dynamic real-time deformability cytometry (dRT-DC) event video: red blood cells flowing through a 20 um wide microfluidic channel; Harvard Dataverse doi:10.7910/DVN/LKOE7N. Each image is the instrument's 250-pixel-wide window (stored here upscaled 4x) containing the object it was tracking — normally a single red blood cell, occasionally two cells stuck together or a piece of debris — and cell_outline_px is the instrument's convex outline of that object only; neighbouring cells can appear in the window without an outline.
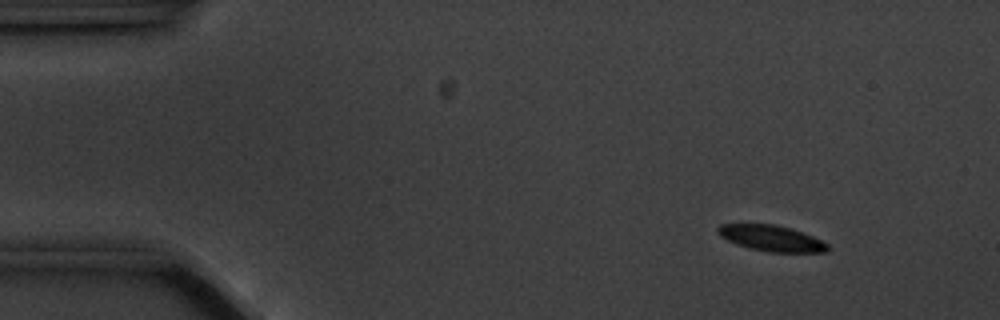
{"species": "common noctule bat (a hibernating species)", "species_latin": "Nyctalus noctula", "temperature_condition": "cold", "stored_images_in_passage": 56, "camera_frame_rate_fps": 3000, "um_per_image_px": 0.085, "animal": {"sex": "male", "body_mass_g": 20.1, "forearm_length_mm": 53.5}, "frame": {"image": 1, "passage_image": 5, "time_ms": 1.333, "image_size_px": [1000, 320], "cell_outline_px": [[828, 248], [824, 252], [768, 252], [748, 248], [736, 244], [720, 236], [716, 232], [716, 228], [720, 224], [776, 224], [792, 228], [812, 236], [828, 244]], "centroid_in_image_um": [65.52, 20.24], "position_along_channel_um": 19.5, "area_um2": 16.59}}
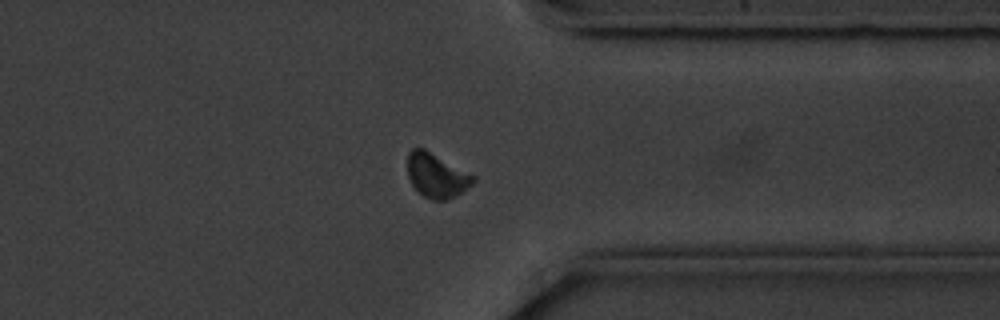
{"frame": {"image": 2, "passage_image": 43, "time_ms": 14.0, "image_size_px": [1000, 320], "cell_outline_px": [[476, 180], [472, 184], [456, 196], [444, 200], [432, 200], [424, 196], [412, 184], [408, 176], [408, 152], [412, 148], [424, 148], [476, 176]], "centroid_in_image_um": [37.12, 14.9], "position_along_channel_um": 374.3, "area_um2": 16.82}}
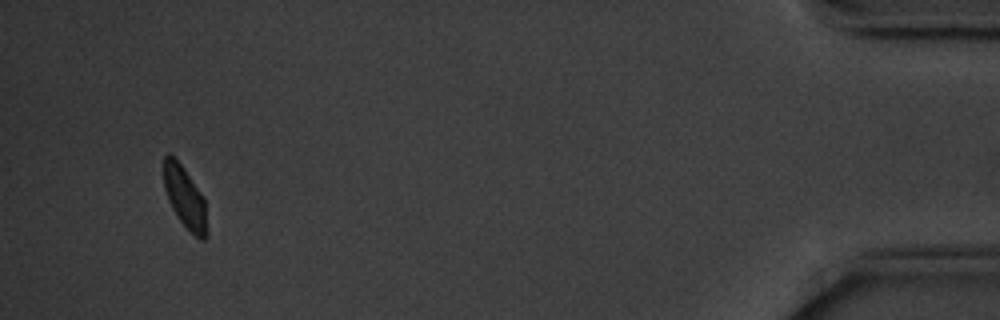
{"frame": {"image": 3, "passage_image": 53, "time_ms": 17.333, "image_size_px": [1000, 320], "cell_outline_px": [[208, 236], [204, 240], [200, 240], [176, 216], [168, 200], [164, 188], [164, 156], [168, 152], [180, 164], [204, 200], [208, 232]], "centroid_in_image_um": [15.71, 16.83], "position_along_channel_um": 419.5, "area_um2": 15.03}, "authors_computed_cell_mechanics": {"area_um2": 17.1088, "velocity_mm_per_s": 3.4924, "shape_relaxation_time_tau1_ms": 4.1109, "shape_relaxation_time_tau2_ms": null, "deformation_change_tau1": 0.1583, "deformation_change_tau2": null}}